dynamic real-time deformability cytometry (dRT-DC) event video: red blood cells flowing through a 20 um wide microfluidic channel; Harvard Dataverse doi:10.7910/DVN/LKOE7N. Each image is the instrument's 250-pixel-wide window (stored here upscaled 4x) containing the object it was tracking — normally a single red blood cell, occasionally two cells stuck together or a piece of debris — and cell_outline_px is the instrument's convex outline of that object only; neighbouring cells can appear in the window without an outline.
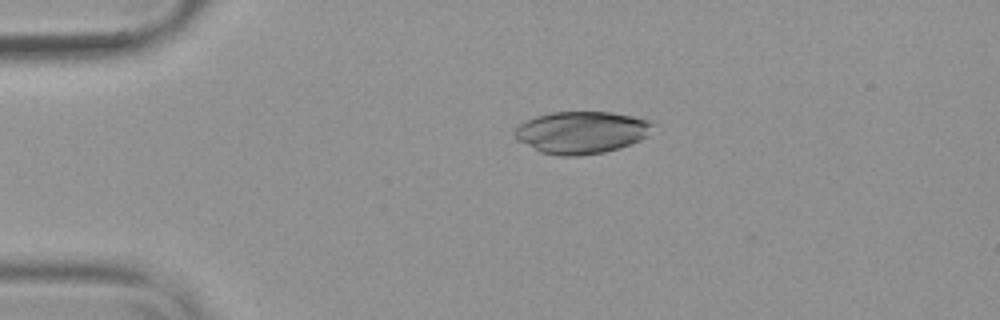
{"species": "common noctule bat (a hibernating species)", "species_latin": "Nyctalus noctula", "temperature_condition": "warm", "stored_images_in_passage": 5, "camera_frame_rate_fps": 3000, "um_per_image_px": 0.085, "animal": {"sex": "female", "body_mass_g": 19.9}, "frame": {"image": 1, "passage_image": 1, "time_ms": 0.0, "image_size_px": [1000, 320], "cell_outline_px": [[652, 124], [648, 136], [640, 140], [620, 148], [604, 152], [580, 156], [560, 156], [540, 152], [516, 140], [516, 128], [524, 120], [536, 116], [552, 112], [612, 112], [652, 120]], "centroid_in_image_um": [49.42, 11.25], "position_along_channel_um": 35.6, "area_um2": 34.04}}